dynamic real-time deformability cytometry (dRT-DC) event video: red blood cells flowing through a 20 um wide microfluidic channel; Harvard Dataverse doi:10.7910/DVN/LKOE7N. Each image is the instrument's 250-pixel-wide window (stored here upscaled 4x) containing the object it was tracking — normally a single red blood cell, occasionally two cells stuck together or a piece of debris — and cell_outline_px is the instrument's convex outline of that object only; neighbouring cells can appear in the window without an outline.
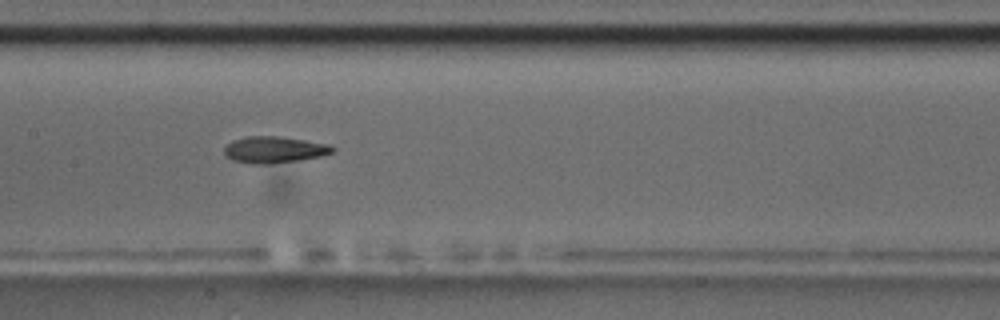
{"species": "common noctule bat (a hibernating species)", "species_latin": "Nyctalus noctula", "temperature_condition": "room temperature", "stored_images_in_passage": 13, "camera_frame_rate_fps": 3000, "um_per_image_px": 0.085, "animal": {"sex": "male", "body_mass_g": 17.5, "forearm_length_mm": 52.3}, "frame": {"image": 1, "passage_image": 6, "time_ms": 6.667, "image_size_px": [1000, 320], "cell_outline_px": [[336, 148], [332, 152], [320, 156], [300, 160], [268, 164], [252, 164], [232, 160], [224, 156], [224, 148], [232, 140], [248, 136], [276, 136], [304, 140], [328, 144]], "centroid_in_image_um": [23.27, 12.73], "position_along_channel_um": 184.1, "area_um2": 16.7}, "authors_computed_cell_mechanics": {"area_um2": 16.6464, "velocity_mm_per_s": 3.5737, "shape_relaxation_time_tau1_ms": 3.5007, "shape_relaxation_time_tau2_ms": 2.359, "deformation_change_tau1": 0.1697, "deformation_change_tau2": 0.0993}}